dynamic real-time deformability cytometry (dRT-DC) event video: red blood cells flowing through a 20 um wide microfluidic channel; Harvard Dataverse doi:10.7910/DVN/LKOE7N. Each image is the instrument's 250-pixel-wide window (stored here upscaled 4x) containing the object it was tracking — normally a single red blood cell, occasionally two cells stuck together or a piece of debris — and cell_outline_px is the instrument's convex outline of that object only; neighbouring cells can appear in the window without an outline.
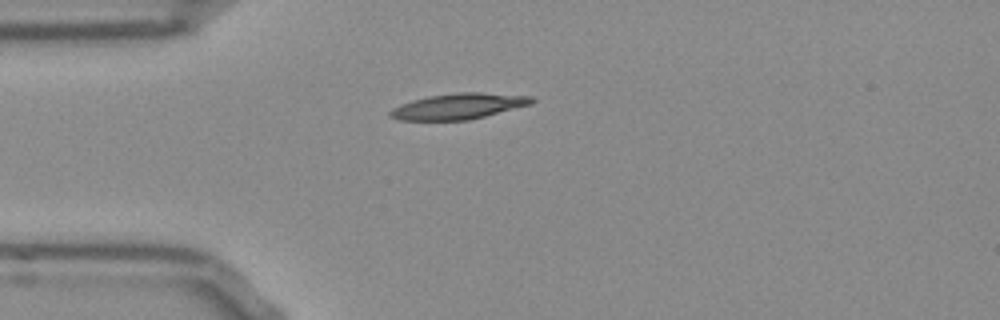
{"species": "Egyptian fruit bat (a non-hibernating species)", "species_latin": "Rousettus aegyptiacus", "temperature_condition": "room temperature", "stored_images_in_passage": 30, "camera_frame_rate_fps": 3000, "um_per_image_px": 0.085, "frame": {"image": 1, "passage_image": 1, "time_ms": 0.0, "image_size_px": [1000, 320], "cell_outline_px": [[536, 100], [532, 104], [468, 120], [400, 120], [388, 116], [388, 112], [392, 108], [400, 104], [412, 100], [428, 96], [460, 92], [480, 92], [532, 96]], "centroid_in_image_um": [38.96, 9.03], "position_along_channel_um": 46.0, "area_um2": 21.27}}
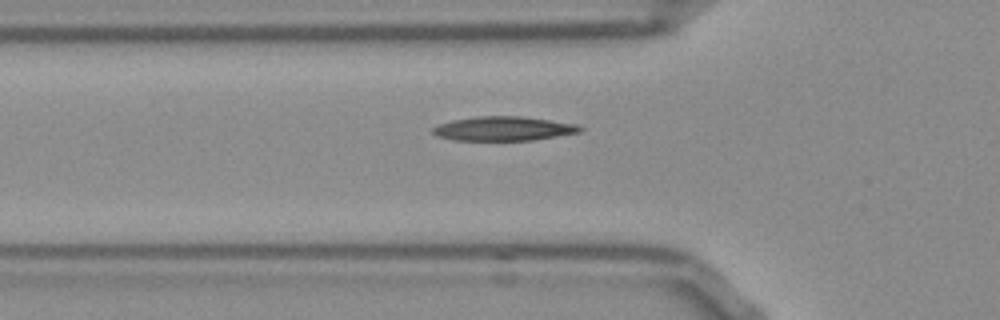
{"frame": {"image": 2, "passage_image": 5, "time_ms": 1.333, "image_size_px": [1000, 320], "cell_outline_px": [[584, 128], [580, 132], [532, 140], [452, 140], [436, 136], [432, 132], [432, 128], [440, 124], [452, 120], [476, 116], [520, 116], [580, 124]], "centroid_in_image_um": [42.81, 10.93], "position_along_channel_um": 83.0, "area_um2": 20.81}}
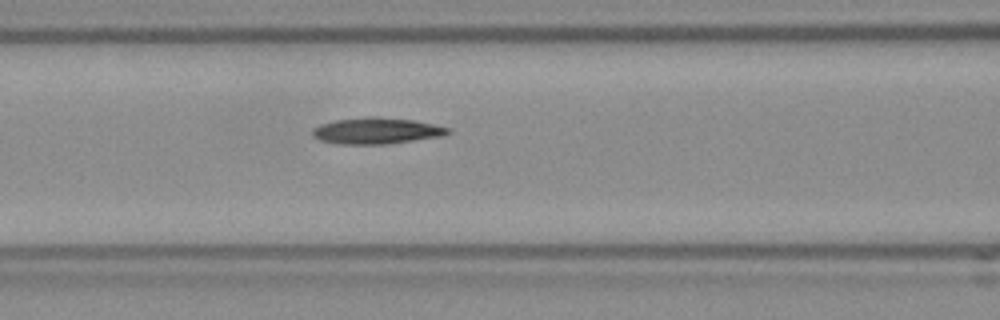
{"frame": {"image": 3, "passage_image": 9, "time_ms": 2.667, "image_size_px": [1000, 320], "cell_outline_px": [[452, 132], [444, 136], [388, 144], [340, 144], [320, 140], [312, 136], [312, 128], [320, 124], [336, 120], [368, 116], [376, 116], [412, 120], [452, 128]], "centroid_in_image_um": [32.03, 11.12], "position_along_channel_um": 134.6, "area_um2": 20.92}}